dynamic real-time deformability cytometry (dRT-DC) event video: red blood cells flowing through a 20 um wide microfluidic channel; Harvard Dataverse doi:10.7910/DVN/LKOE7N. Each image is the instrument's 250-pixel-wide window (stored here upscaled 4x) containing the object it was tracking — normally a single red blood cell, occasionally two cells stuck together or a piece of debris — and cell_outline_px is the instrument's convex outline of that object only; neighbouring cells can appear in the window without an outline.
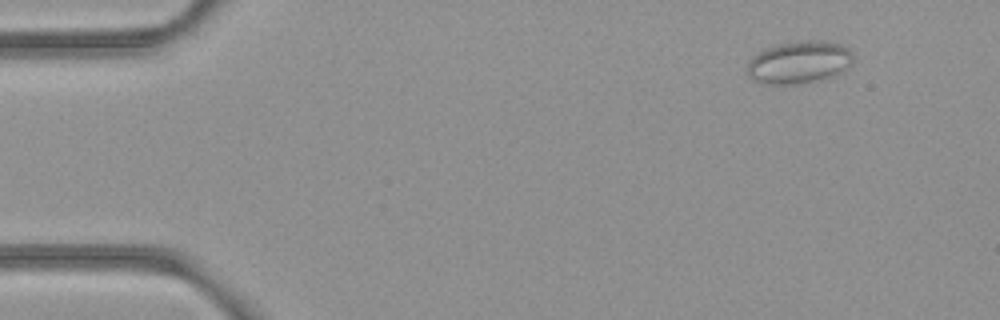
{"species": "common noctule bat (a hibernating species)", "species_latin": "Nyctalus noctula", "temperature_condition": "room temperature", "stored_images_in_passage": 4, "camera_frame_rate_fps": 3000, "um_per_image_px": 0.085, "animal": {"sex": "female", "body_mass_g": 21.9}, "frame": {"image": 1, "passage_image": 1, "time_ms": 0.0, "image_size_px": [1000, 320], "cell_outline_px": [[852, 60], [840, 72], [832, 76], [820, 80], [792, 84], [764, 84], [752, 80], [748, 76], [748, 60], [752, 56], [764, 48], [780, 44], [804, 40], [816, 40], [840, 44], [848, 48], [852, 52]], "centroid_in_image_um": [67.86, 5.29], "position_along_channel_um": 17.1, "area_um2": 26.07}}